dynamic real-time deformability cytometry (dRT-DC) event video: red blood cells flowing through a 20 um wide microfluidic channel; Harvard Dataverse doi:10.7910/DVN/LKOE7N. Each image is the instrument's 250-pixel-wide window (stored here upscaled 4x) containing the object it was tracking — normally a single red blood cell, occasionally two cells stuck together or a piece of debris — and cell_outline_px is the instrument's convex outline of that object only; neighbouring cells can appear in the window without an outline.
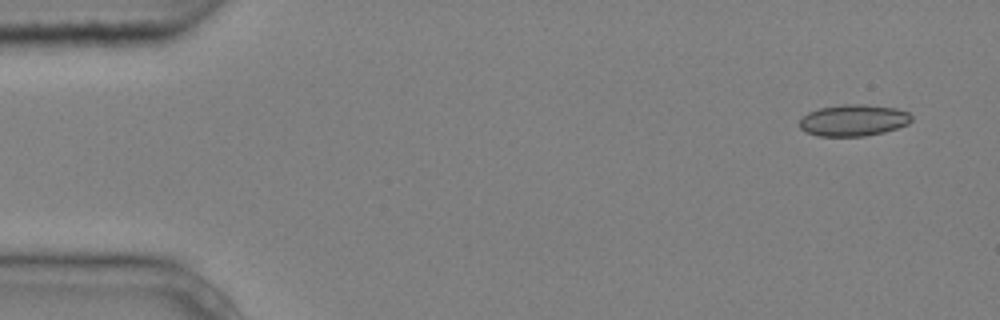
{"species": "common noctule bat (a hibernating species)", "species_latin": "Nyctalus noctula", "temperature_condition": "cold", "stored_images_in_passage": 7, "camera_frame_rate_fps": 3000, "um_per_image_px": 0.085, "animal": {"sex": "male", "body_mass_g": 20.4}, "frame": {"image": 1, "passage_image": 1, "time_ms": 0.0, "image_size_px": [1000, 320], "cell_outline_px": [[912, 120], [908, 124], [884, 132], [864, 136], [820, 136], [808, 132], [800, 128], [800, 120], [808, 112], [820, 108], [844, 104], [864, 104], [896, 108], [908, 112], [912, 116]], "centroid_in_image_um": [72.57, 10.22], "position_along_channel_um": 12.4, "area_um2": 20.46}}
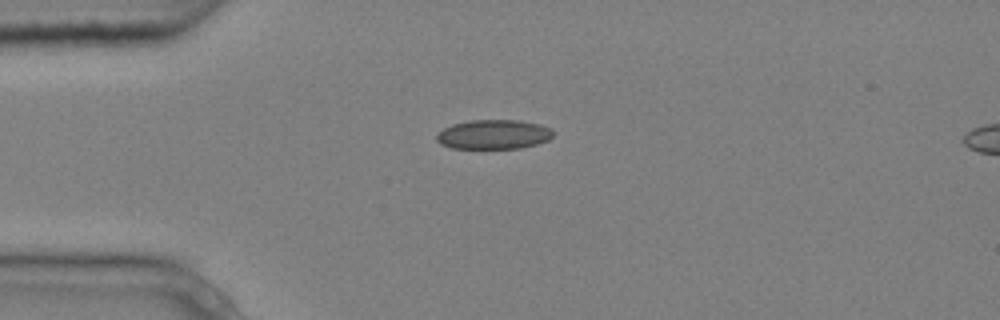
{"frame": {"image": 2, "passage_image": 3, "time_ms": 0.667, "image_size_px": [1000, 320], "cell_outline_px": [[556, 132], [548, 140], [536, 144], [520, 148], [452, 148], [440, 144], [436, 140], [436, 132], [452, 124], [468, 120], [520, 120], [540, 124], [552, 128]], "centroid_in_image_um": [41.96, 11.41], "position_along_channel_um": 43.0, "area_um2": 20.23}}
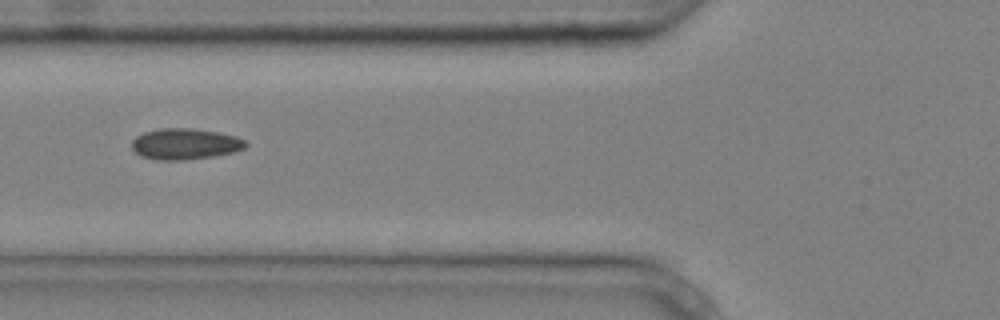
{"frame": {"image": 3, "passage_image": 5, "time_ms": 1.333, "image_size_px": [1000, 320], "cell_outline_px": [[248, 144], [244, 148], [232, 152], [212, 156], [184, 160], [156, 160], [140, 156], [132, 148], [132, 140], [136, 136], [144, 132], [160, 128], [192, 128], [216, 132], [236, 136], [244, 140]], "centroid_in_image_um": [15.69, 12.23], "position_along_channel_um": 110.1, "area_um2": 20.52}}